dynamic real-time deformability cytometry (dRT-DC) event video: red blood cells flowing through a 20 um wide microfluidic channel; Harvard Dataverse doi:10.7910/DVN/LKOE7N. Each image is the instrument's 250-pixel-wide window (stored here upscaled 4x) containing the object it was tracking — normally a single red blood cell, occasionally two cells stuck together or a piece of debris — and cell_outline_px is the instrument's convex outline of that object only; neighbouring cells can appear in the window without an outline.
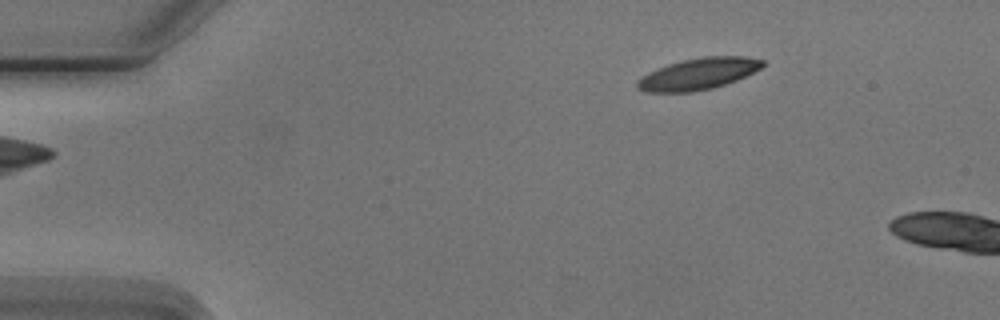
{"species": "Egyptian fruit bat (a non-hibernating species)", "species_latin": "Rousettus aegyptiacus", "temperature_condition": "cold", "stored_images_in_passage": 2, "camera_frame_rate_fps": 3000, "um_per_image_px": 0.085, "animal": {"sex": "male"}, "frame": {"image": 1, "passage_image": 2, "time_ms": 1.0, "image_size_px": [1000, 320], "cell_outline_px": [[764, 64], [760, 68], [736, 80], [712, 88], [692, 92], [648, 92], [636, 88], [636, 80], [640, 76], [648, 72], [668, 64], [684, 60], [704, 56], [744, 56], [764, 60]], "centroid_in_image_um": [59.31, 6.28], "position_along_channel_um": 25.7, "area_um2": 22.89}}